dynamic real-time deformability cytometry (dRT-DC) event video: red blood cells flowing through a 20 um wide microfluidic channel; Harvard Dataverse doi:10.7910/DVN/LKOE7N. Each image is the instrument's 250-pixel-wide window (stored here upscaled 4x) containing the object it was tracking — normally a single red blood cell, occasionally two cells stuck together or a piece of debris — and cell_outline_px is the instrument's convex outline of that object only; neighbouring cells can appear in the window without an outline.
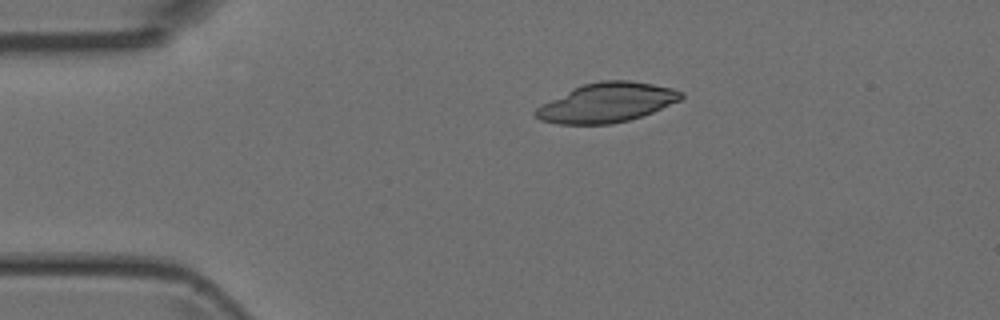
{"species": "Egyptian fruit bat (a non-hibernating species)", "species_latin": "Rousettus aegyptiacus", "temperature_condition": "room temperature", "stored_images_in_passage": 2, "camera_frame_rate_fps": 3000, "um_per_image_px": 0.085, "animal": {"sex": "female"}, "frame": {"image": 1, "passage_image": 1, "time_ms": 0.0, "image_size_px": [1000, 320], "cell_outline_px": [[684, 96], [680, 100], [652, 112], [628, 120], [612, 124], [556, 124], [540, 120], [532, 116], [532, 112], [540, 104], [572, 88], [584, 84], [600, 80], [628, 80], [652, 84], [672, 88], [684, 92]], "centroid_in_image_um": [51.51, 8.72], "position_along_channel_um": 33.5, "area_um2": 33.58}}